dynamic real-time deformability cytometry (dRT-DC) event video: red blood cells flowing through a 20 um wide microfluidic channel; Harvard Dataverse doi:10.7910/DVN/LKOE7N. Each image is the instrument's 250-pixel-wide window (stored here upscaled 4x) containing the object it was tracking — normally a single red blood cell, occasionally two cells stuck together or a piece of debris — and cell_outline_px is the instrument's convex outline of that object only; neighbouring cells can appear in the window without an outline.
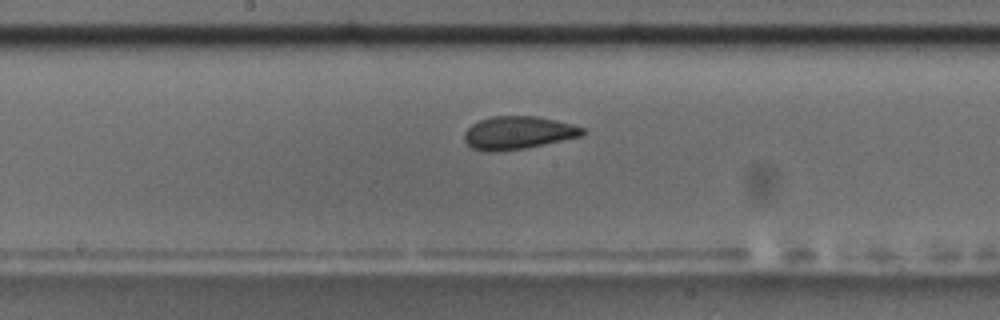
{"species": "common noctule bat (a hibernating species)", "species_latin": "Nyctalus noctula", "temperature_condition": "room temperature", "stored_images_in_passage": 9, "segment_of_instrument_passage": [2, 2], "camera_frame_rate_fps": 3000, "um_per_image_px": 0.085, "animal": {"sex": "male", "body_mass_g": 17.5, "forearm_length_mm": 52.3}, "frame": {"image": 1, "passage_image": 9, "time_ms": 10.0, "image_size_px": [1000, 320], "cell_outline_px": [[588, 132], [580, 136], [524, 148], [496, 152], [484, 152], [472, 148], [464, 140], [464, 132], [472, 124], [480, 120], [492, 116], [536, 116], [556, 120], [572, 124], [584, 128]], "centroid_in_image_um": [44.01, 11.28], "position_along_channel_um": 204.2, "area_um2": 22.66}}